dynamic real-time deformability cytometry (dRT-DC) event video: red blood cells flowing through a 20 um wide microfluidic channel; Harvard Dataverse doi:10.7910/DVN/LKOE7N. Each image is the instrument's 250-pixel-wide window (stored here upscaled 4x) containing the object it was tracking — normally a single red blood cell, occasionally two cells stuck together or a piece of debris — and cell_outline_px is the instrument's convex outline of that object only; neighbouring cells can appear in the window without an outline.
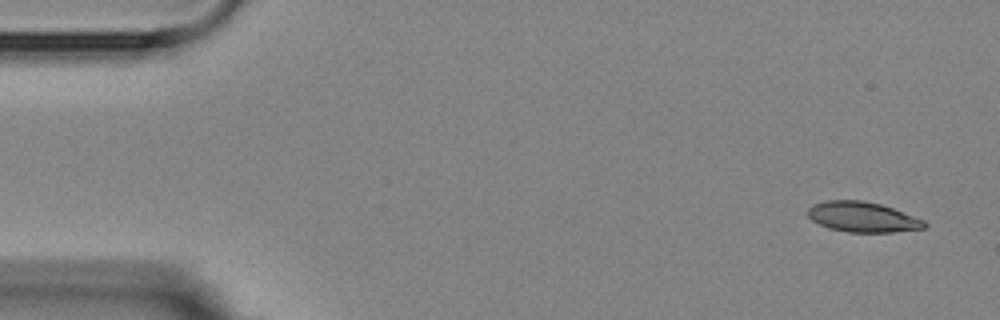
{"species": "Egyptian fruit bat (a non-hibernating species)", "species_latin": "Rousettus aegyptiacus", "temperature_condition": "room temperature", "stored_images_in_passage": 4, "camera_frame_rate_fps": 3000, "um_per_image_px": 0.085, "animal": {"sex": "female"}, "frame": {"image": 1, "passage_image": 1, "time_ms": 0.0, "image_size_px": [1000, 320], "cell_outline_px": [[928, 224], [924, 228], [892, 232], [848, 232], [828, 228], [812, 220], [808, 216], [808, 208], [812, 204], [824, 200], [864, 200], [880, 204], [892, 208], [924, 220]], "centroid_in_image_um": [73.29, 18.44], "position_along_channel_um": 11.7, "area_um2": 20.52}}
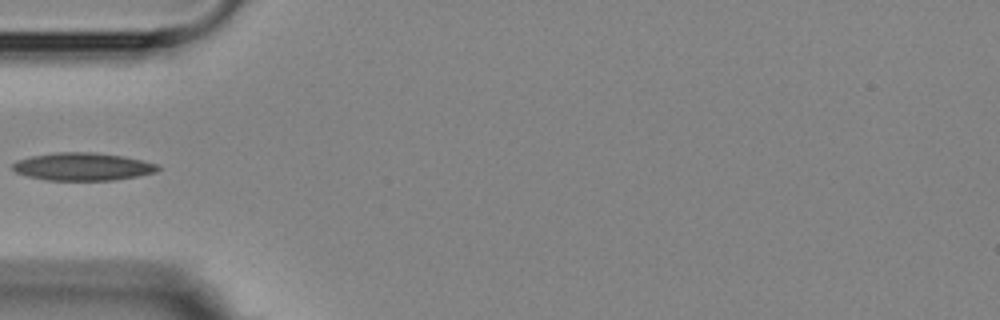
{"frame": {"image": 2, "passage_image": 4, "time_ms": 5.0, "image_size_px": [1000, 320], "cell_outline_px": [[160, 168], [156, 172], [136, 176], [112, 180], [44, 180], [28, 176], [16, 172], [12, 168], [12, 164], [16, 160], [32, 156], [56, 152], [92, 152], [124, 156], [160, 164]], "centroid_in_image_um": [7.03, 14.16], "position_along_channel_um": 78.0, "area_um2": 23.52}}